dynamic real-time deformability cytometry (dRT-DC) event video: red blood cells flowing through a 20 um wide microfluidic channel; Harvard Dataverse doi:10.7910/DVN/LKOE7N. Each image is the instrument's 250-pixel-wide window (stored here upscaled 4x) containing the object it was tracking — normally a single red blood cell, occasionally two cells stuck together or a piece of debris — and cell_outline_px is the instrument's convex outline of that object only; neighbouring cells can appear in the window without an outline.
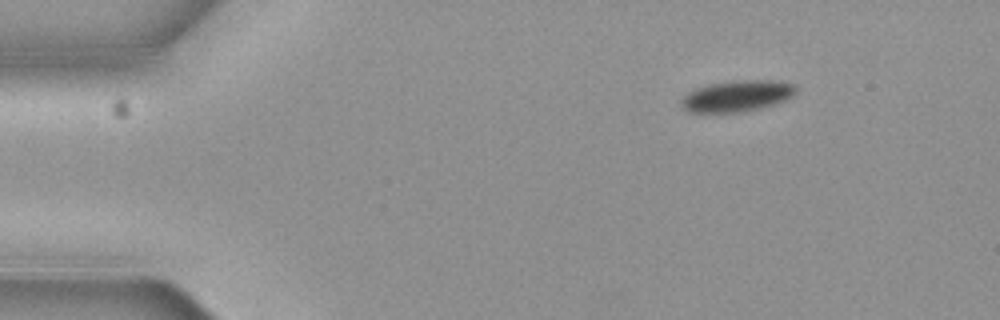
{"species": "common noctule bat (a hibernating species)", "species_latin": "Nyctalus noctula", "temperature_condition": "cold", "stored_images_in_passage": 5, "camera_frame_rate_fps": 3000, "um_per_image_px": 0.085, "animal": {"sex": "female", "body_mass_g": 19.3, "forearm_length_mm": 54.1}, "frame": {"image": 1, "passage_image": 1, "time_ms": 0.0, "image_size_px": [1000, 320], "cell_outline_px": [[796, 92], [792, 96], [784, 100], [760, 108], [744, 112], [688, 112], [680, 104], [680, 100], [688, 92], [696, 88], [712, 84], [732, 80], [776, 80], [796, 84]], "centroid_in_image_um": [62.65, 8.15], "position_along_channel_um": 22.3, "area_um2": 20.87}}
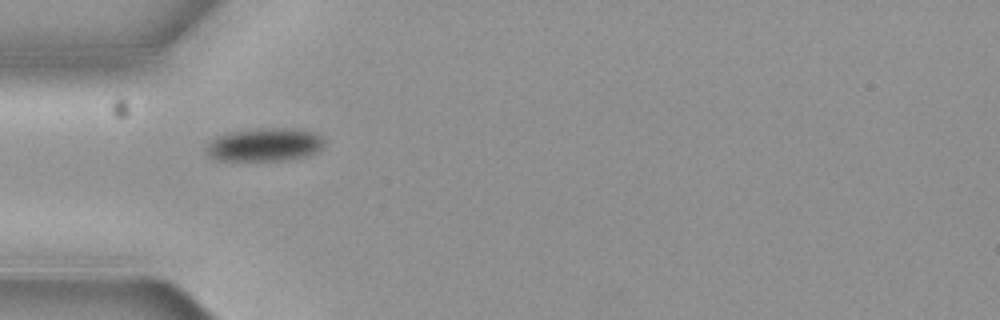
{"frame": {"image": 2, "passage_image": 4, "time_ms": 1.0, "image_size_px": [1000, 320], "cell_outline_px": [[324, 144], [316, 152], [308, 156], [288, 160], [220, 160], [204, 152], [204, 148], [208, 140], [216, 136], [228, 132], [256, 128], [300, 128], [316, 132], [324, 140]], "centroid_in_image_um": [22.48, 12.28], "position_along_channel_um": 62.5, "area_um2": 23.29}}
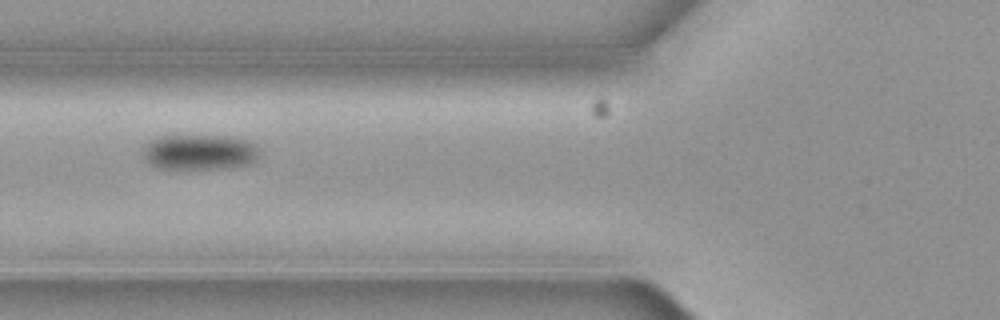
{"frame": {"image": 3, "passage_image": 5, "time_ms": 1.333, "image_size_px": [1000, 320], "cell_outline_px": [[260, 152], [248, 164], [220, 168], [156, 168], [148, 164], [144, 156], [144, 148], [152, 140], [160, 136], [228, 136], [248, 140], [256, 144], [260, 148]], "centroid_in_image_um": [16.97, 12.92], "position_along_channel_um": 108.8, "area_um2": 23.7}}